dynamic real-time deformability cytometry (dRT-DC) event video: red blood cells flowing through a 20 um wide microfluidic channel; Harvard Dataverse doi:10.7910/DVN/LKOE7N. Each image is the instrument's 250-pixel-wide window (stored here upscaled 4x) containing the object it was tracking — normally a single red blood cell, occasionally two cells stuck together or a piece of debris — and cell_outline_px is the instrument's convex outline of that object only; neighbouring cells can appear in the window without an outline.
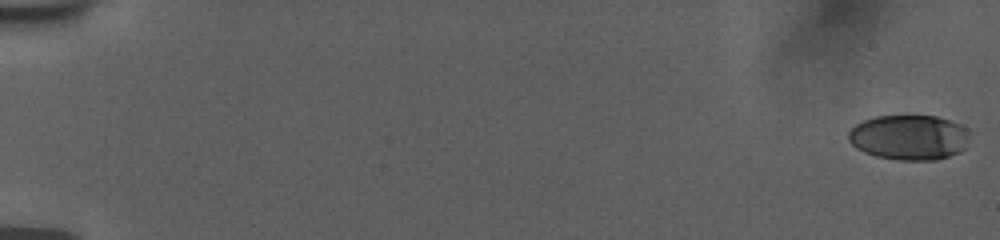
{"species": "human", "species_latin": "Homo sapiens", "temperature_condition": "room temperature", "stored_images_in_passage": 10, "camera_frame_rate_fps": 3000, "um_per_image_px": 0.085, "donor": {"sex": "female"}, "frame": {"image": 1, "passage_image": 1, "time_ms": 0.0, "image_size_px": [1000, 240], "cell_outline_px": [[972, 132], [964, 148], [960, 152], [936, 160], [900, 160], [876, 156], [864, 152], [856, 148], [848, 140], [848, 132], [856, 124], [864, 120], [876, 116], [936, 116], [960, 124]], "centroid_in_image_um": [77.29, 11.68], "position_along_channel_um": 7.7, "area_um2": 31.96}}
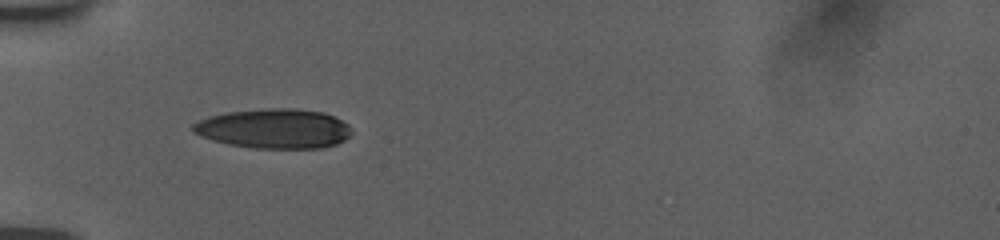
{"frame": {"image": 2, "passage_image": 9, "time_ms": 6.333, "image_size_px": [1000, 240], "cell_outline_px": [[352, 132], [344, 140], [336, 144], [324, 148], [252, 148], [228, 144], [212, 140], [200, 136], [192, 132], [192, 124], [208, 116], [228, 112], [268, 108], [296, 108], [324, 112], [348, 124]], "centroid_in_image_um": [23.28, 10.93], "position_along_channel_um": 61.7, "area_um2": 36.76}}